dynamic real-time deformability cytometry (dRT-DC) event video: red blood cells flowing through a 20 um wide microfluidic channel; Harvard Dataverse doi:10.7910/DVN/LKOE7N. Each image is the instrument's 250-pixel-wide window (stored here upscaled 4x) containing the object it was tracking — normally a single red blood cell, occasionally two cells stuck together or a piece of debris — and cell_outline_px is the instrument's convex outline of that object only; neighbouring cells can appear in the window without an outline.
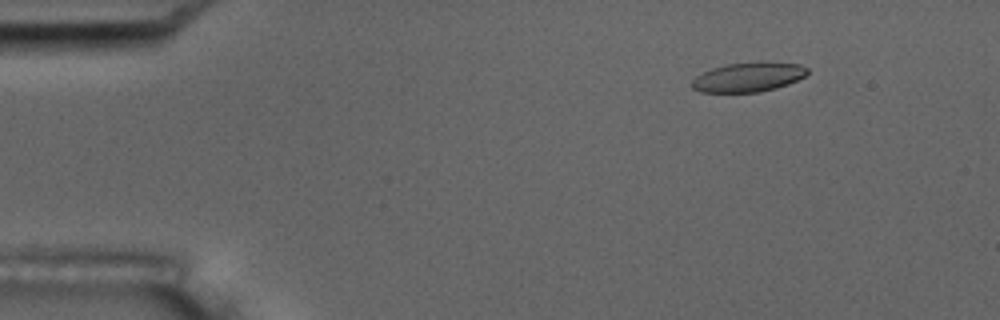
{"species": "common noctule bat (a hibernating species)", "species_latin": "Nyctalus noctula", "temperature_condition": "room temperature", "stored_images_in_passage": 5, "camera_frame_rate_fps": 3000, "um_per_image_px": 0.085, "animal": {"sex": "male", "body_mass_g": 17.5, "forearm_length_mm": 52.3}, "frame": {"image": 1, "passage_image": 2, "time_ms": 1.333, "image_size_px": [1000, 320], "cell_outline_px": [[808, 72], [804, 76], [788, 84], [776, 88], [756, 92], [700, 92], [692, 88], [692, 80], [696, 76], [712, 68], [728, 64], [760, 60], [800, 64], [808, 68]], "centroid_in_image_um": [63.62, 6.53], "position_along_channel_um": 21.4, "area_um2": 20.0}}